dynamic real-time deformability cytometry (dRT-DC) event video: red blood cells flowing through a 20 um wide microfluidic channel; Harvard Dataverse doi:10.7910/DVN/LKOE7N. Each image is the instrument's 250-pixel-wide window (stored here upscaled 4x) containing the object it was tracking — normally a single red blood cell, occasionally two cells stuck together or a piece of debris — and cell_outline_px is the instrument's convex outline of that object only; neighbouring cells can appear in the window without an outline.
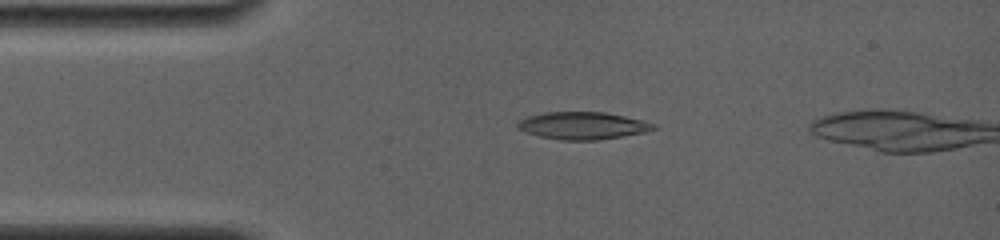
{"species": "common noctule bat (a hibernating species)", "species_latin": "Nyctalus noctula", "temperature_condition": "room temperature", "stored_images_in_passage": 4, "camera_frame_rate_fps": 4000, "um_per_image_px": 0.085, "animal": {"sex": "female", "body_mass_g": 19.0, "forearm_length_mm": 56.7}, "frame": {"image": 1, "passage_image": 3, "time_ms": 2.0, "image_size_px": [1000, 240], "cell_outline_px": [[660, 128], [644, 132], [596, 140], [560, 140], [540, 136], [516, 128], [516, 124], [520, 120], [528, 116], [544, 112], [604, 112], [624, 116], [656, 124]], "centroid_in_image_um": [49.53, 10.67], "position_along_channel_um": 35.5, "area_um2": 21.5}}